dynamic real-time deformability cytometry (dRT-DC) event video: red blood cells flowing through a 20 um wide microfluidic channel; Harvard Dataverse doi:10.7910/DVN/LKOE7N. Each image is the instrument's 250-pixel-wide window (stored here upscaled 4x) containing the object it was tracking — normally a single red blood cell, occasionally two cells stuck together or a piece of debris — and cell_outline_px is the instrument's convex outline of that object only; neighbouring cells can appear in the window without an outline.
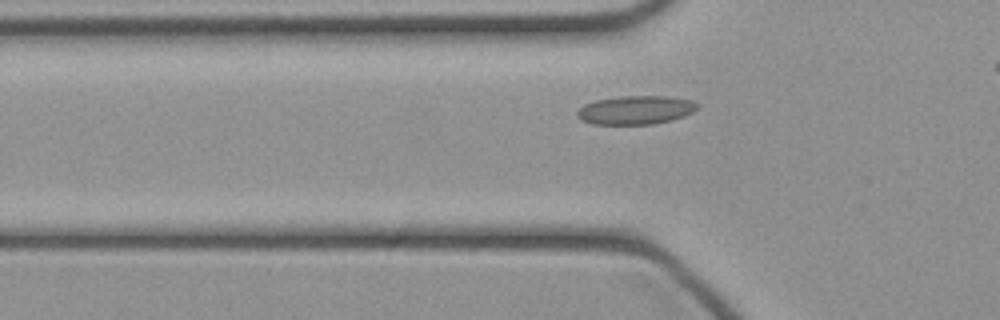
{"species": "common noctule bat (a hibernating species)", "species_latin": "Nyctalus noctula", "temperature_condition": "cold", "stored_images_in_passage": 33, "camera_frame_rate_fps": 3000, "um_per_image_px": 0.085, "animal": {"sex": "female", "body_mass_g": 21.9}, "frame": {"image": 1, "passage_image": 10, "time_ms": 3.0, "image_size_px": [1000, 320], "cell_outline_px": [[700, 108], [684, 116], [652, 124], [592, 124], [580, 120], [576, 116], [576, 112], [584, 104], [596, 100], [620, 96], [668, 96], [692, 100], [700, 104]], "centroid_in_image_um": [54.03, 9.34], "position_along_channel_um": 71.8, "area_um2": 20.17}}
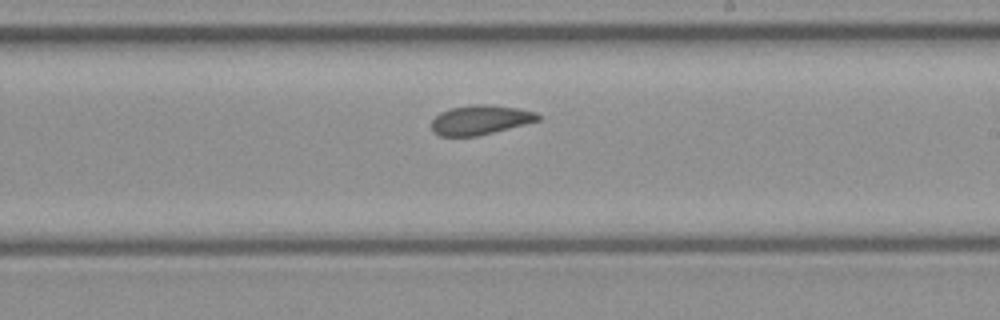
{"frame": {"image": 2, "passage_image": 22, "time_ms": 7.0, "image_size_px": [1000, 320], "cell_outline_px": [[540, 120], [476, 136], [440, 136], [432, 132], [432, 120], [440, 112], [452, 108], [476, 104], [484, 104], [520, 108], [536, 112], [540, 116]], "centroid_in_image_um": [40.81, 10.19], "position_along_channel_um": 248.2, "area_um2": 18.09}}
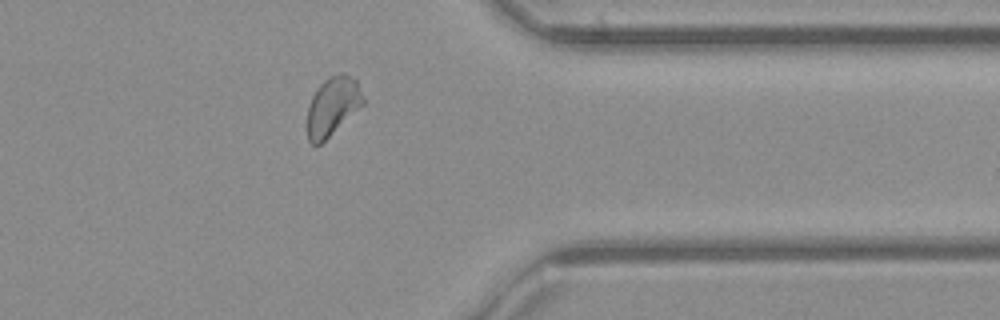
{"frame": {"image": 3, "passage_image": 32, "time_ms": 10.333, "image_size_px": [1000, 320], "cell_outline_px": [[364, 104], [320, 144], [312, 144], [308, 140], [308, 104], [316, 88], [324, 80], [340, 72], [344, 72], [356, 80], [364, 100]], "centroid_in_image_um": [28.26, 9.0], "position_along_channel_um": 383.1, "area_um2": 18.79}}